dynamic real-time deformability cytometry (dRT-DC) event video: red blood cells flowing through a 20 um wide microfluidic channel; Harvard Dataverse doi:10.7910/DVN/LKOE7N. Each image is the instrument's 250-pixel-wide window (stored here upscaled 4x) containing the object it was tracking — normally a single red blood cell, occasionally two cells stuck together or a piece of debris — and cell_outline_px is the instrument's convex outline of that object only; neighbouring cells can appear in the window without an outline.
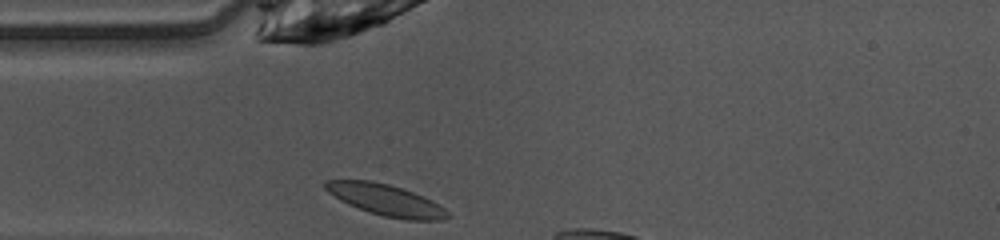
{"species": "common noctule bat (a hibernating species)", "species_latin": "Nyctalus noctula", "temperature_condition": "warm", "stored_images_in_passage": 4, "camera_frame_rate_fps": 3000, "um_per_image_px": 0.085, "animal": {"sex": "female", "body_mass_g": 10.0, "forearm_length_mm": 53.1}, "frame": {"image": 1, "passage_image": 1, "time_ms": 0.0, "image_size_px": [1000, 240], "cell_outline_px": [[452, 216], [440, 220], [404, 220], [384, 216], [368, 212], [348, 204], [340, 200], [328, 192], [324, 188], [324, 180], [372, 180], [388, 184], [412, 192], [432, 200], [440, 204]], "centroid_in_image_um": [32.8, 17.0], "position_along_channel_um": 52.2, "area_um2": 22.31}}